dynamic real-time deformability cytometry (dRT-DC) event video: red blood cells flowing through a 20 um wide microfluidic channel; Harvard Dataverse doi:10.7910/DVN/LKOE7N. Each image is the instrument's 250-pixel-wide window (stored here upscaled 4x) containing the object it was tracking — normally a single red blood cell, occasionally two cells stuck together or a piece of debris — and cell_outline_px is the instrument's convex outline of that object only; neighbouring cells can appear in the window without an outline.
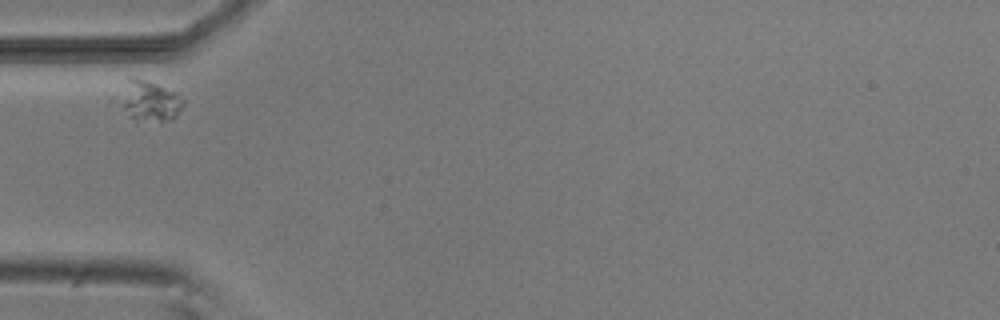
{"species": "common noctule bat (a hibernating species)", "species_latin": "Nyctalus noctula", "temperature_condition": "room temperature", "stored_images_in_passage": 29, "camera_frame_rate_fps": 3000, "um_per_image_px": 0.085, "animal": {"sex": "male", "body_mass_g": 20.5, "forearm_length_mm": 52.5}, "frame": {"image": 1, "passage_image": 1, "time_ms": 0.0, "image_size_px": [1000, 320], "cell_outline_px": [[184, 104], [176, 116], [172, 120], [136, 120], [128, 116], [108, 100], [108, 96], [128, 76], [136, 76], [176, 92], [184, 100]], "centroid_in_image_um": [12.41, 8.51], "position_along_channel_um": 72.6, "area_um2": 16.76}}
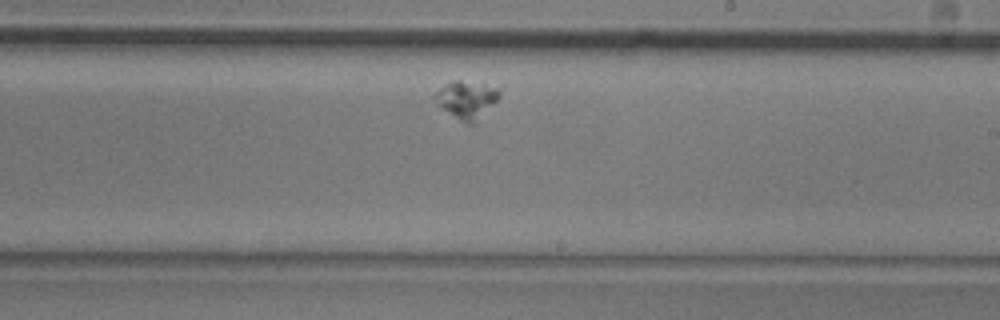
{"frame": {"image": 2, "passage_image": 17, "time_ms": 5.333, "image_size_px": [1000, 320], "cell_outline_px": [[504, 84], [500, 96], [476, 124], [468, 124], [460, 120], [440, 108], [432, 96], [444, 84], [452, 80], [460, 80]], "centroid_in_image_um": [39.75, 8.41], "position_along_channel_um": 249.2, "area_um2": 15.03}}
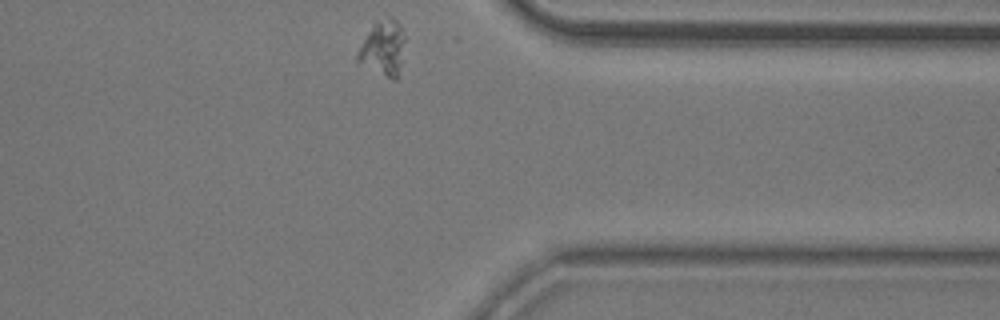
{"frame": {"image": 3, "passage_image": 29, "time_ms": 9.333, "image_size_px": [1000, 320], "cell_outline_px": [[404, 40], [400, 80], [392, 80], [356, 60], [356, 52], [368, 32], [384, 12], [396, 20], [400, 24], [404, 36]], "centroid_in_image_um": [32.59, 4.07], "position_along_channel_um": 378.8, "area_um2": 15.49}}